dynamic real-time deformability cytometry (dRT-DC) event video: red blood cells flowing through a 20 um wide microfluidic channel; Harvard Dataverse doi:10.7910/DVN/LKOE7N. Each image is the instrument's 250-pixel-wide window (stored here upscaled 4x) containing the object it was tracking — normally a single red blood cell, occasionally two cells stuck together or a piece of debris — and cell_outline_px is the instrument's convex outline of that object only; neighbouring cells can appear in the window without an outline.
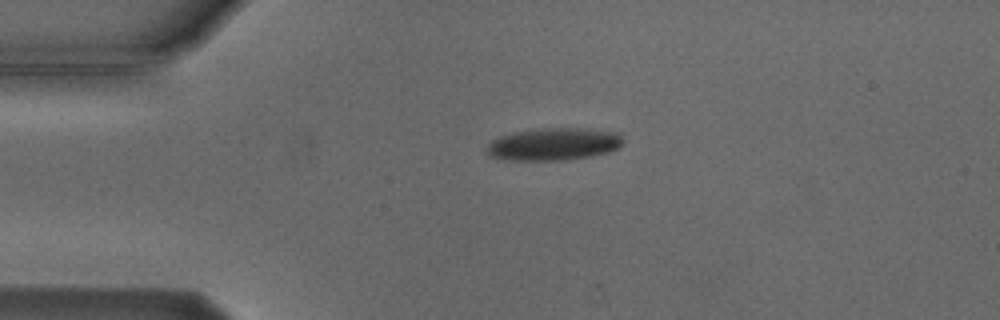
{"species": "Egyptian fruit bat (a non-hibernating species)", "species_latin": "Rousettus aegyptiacus", "temperature_condition": "cold", "stored_images_in_passage": 2, "camera_frame_rate_fps": 3000, "um_per_image_px": 0.085, "animal": {"sex": "male"}, "frame": {"image": 1, "passage_image": 1, "time_ms": 0.0, "image_size_px": [1000, 320], "cell_outline_px": [[624, 140], [620, 148], [608, 152], [592, 156], [568, 160], [512, 160], [488, 156], [488, 144], [492, 140], [500, 136], [512, 132], [548, 128], [580, 128], [620, 132]], "centroid_in_image_um": [47.12, 12.25], "position_along_channel_um": 37.9, "area_um2": 25.89}}